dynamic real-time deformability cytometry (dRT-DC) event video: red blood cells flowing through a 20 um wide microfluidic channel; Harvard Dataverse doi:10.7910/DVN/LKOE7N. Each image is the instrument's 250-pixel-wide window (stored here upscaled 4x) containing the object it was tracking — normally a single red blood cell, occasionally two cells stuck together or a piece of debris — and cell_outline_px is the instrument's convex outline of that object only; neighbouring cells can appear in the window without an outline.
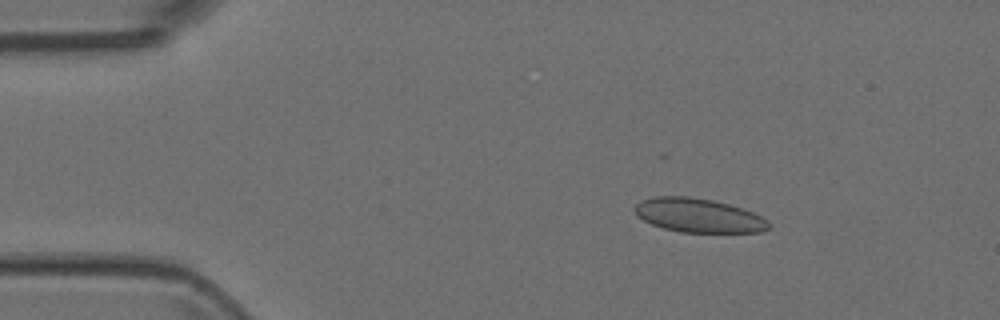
{"species": "Egyptian fruit bat (a non-hibernating species)", "species_latin": "Rousettus aegyptiacus", "temperature_condition": "room temperature", "stored_images_in_passage": 4, "camera_frame_rate_fps": 3000, "um_per_image_px": 0.085, "animal": {"sex": "female"}, "frame": {"image": 1, "passage_image": 2, "time_ms": 0.333, "image_size_px": [1000, 320], "cell_outline_px": [[772, 228], [764, 232], [680, 232], [664, 228], [652, 224], [636, 216], [632, 208], [640, 200], [656, 196], [688, 196], [712, 200], [728, 204], [752, 212], [768, 220], [772, 224]], "centroid_in_image_um": [59.37, 18.31], "position_along_channel_um": 25.6, "area_um2": 26.7}}
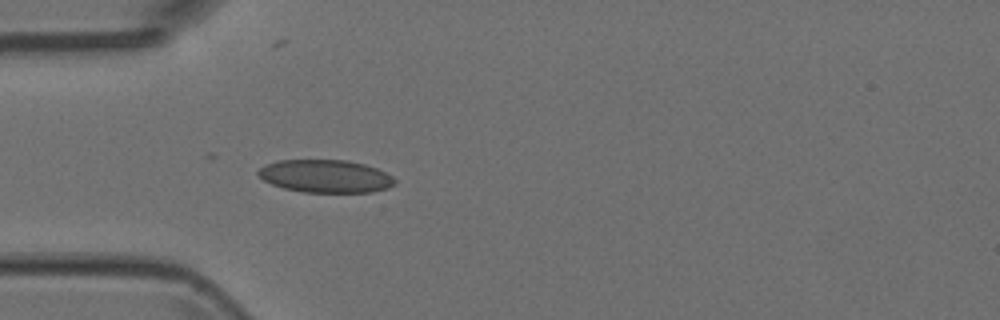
{"frame": {"image": 2, "passage_image": 4, "time_ms": 1.0, "image_size_px": [1000, 320], "cell_outline_px": [[396, 184], [388, 188], [372, 192], [304, 192], [284, 188], [272, 184], [264, 180], [256, 172], [260, 168], [276, 160], [348, 160], [364, 164], [376, 168], [392, 176], [396, 180]], "centroid_in_image_um": [27.69, 14.97], "position_along_channel_um": 57.3, "area_um2": 26.07}}